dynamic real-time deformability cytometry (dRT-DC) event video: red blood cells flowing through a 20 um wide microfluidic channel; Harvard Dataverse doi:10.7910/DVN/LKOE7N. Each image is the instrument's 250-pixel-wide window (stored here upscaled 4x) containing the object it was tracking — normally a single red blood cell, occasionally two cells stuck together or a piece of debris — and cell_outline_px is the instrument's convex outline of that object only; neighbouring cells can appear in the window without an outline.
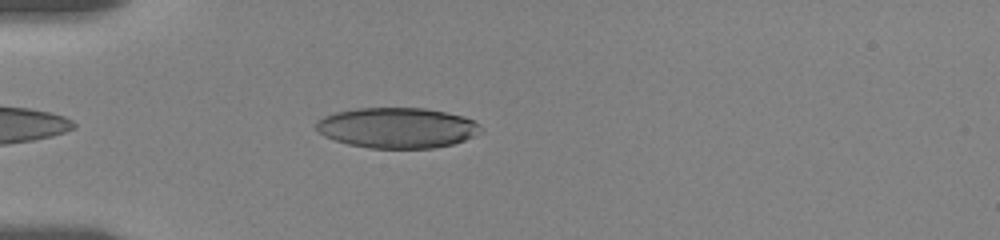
{"species": "human", "species_latin": "Homo sapiens", "temperature_condition": "room temperature", "stored_images_in_passage": 44, "camera_frame_rate_fps": 3000, "um_per_image_px": 0.085, "donor": {"sex": "female"}, "frame": {"image": 1, "passage_image": 4, "time_ms": 1.0, "image_size_px": [1000, 240], "cell_outline_px": [[484, 128], [480, 132], [464, 140], [452, 144], [432, 148], [368, 148], [348, 144], [324, 136], [316, 128], [316, 120], [324, 116], [336, 112], [356, 108], [424, 108], [464, 116], [476, 120]], "centroid_in_image_um": [33.78, 10.86], "position_along_channel_um": 51.2, "area_um2": 38.9}}
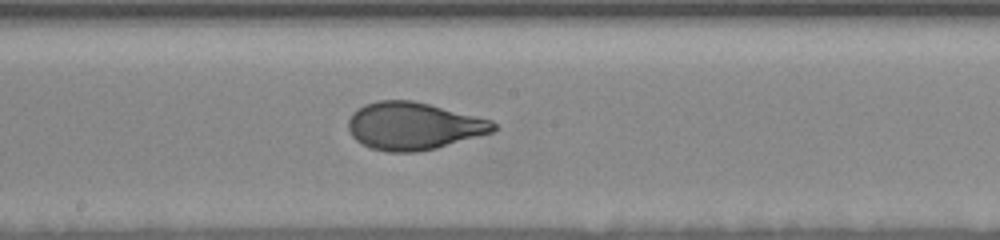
{"frame": {"image": 2, "passage_image": 21, "time_ms": 6.0, "image_size_px": [1000, 240], "cell_outline_px": [[496, 128], [492, 132], [436, 148], [416, 152], [388, 152], [372, 148], [356, 140], [352, 136], [348, 128], [348, 120], [352, 112], [364, 104], [380, 100], [412, 100], [492, 120], [496, 124]], "centroid_in_image_um": [35.12, 10.71], "position_along_channel_um": 213.1, "area_um2": 39.88}}
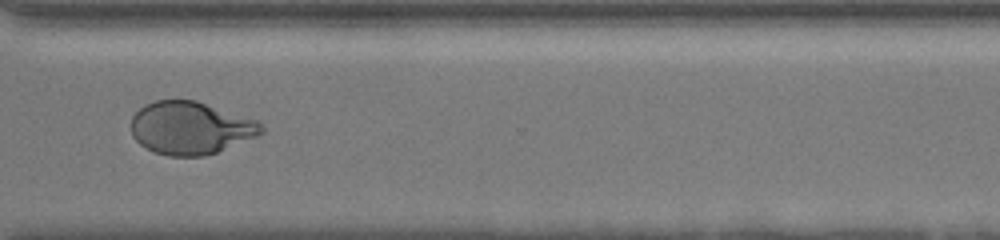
{"frame": {"image": 3, "passage_image": 34, "time_ms": 10.0, "image_size_px": [1000, 240], "cell_outline_px": [[264, 132], [256, 136], [216, 152], [204, 156], [168, 156], [156, 152], [140, 144], [132, 136], [132, 116], [144, 104], [156, 100], [196, 100], [256, 120], [264, 128]], "centroid_in_image_um": [16.17, 10.87], "position_along_channel_um": 354.4, "area_um2": 39.71}, "authors_computed_cell_mechanics": {"area_um2": 40.0843, "velocity_mm_per_s": 3.548, "shape_relaxation_time_tau1_ms": 5.0925, "shape_relaxation_time_tau2_ms": null, "deformation_change_tau1": 0.2129, "deformation_change_tau2": null}}